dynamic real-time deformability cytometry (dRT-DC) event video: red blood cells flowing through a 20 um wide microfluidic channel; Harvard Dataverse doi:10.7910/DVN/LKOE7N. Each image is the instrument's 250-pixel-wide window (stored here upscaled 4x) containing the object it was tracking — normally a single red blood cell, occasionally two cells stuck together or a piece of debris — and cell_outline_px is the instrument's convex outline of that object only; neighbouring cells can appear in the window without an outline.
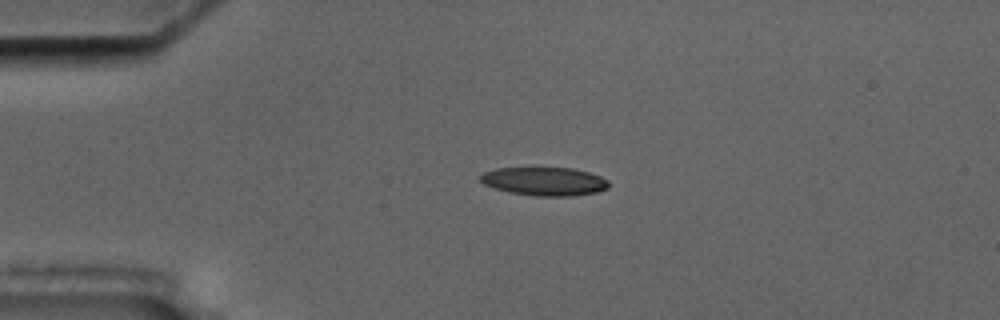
{"species": "common noctule bat (a hibernating species)", "species_latin": "Nyctalus noctula", "temperature_condition": "cold", "stored_images_in_passage": 4, "camera_frame_rate_fps": 3000, "um_per_image_px": 0.085, "animal": {"sex": "male", "body_mass_g": 17.5, "forearm_length_mm": 52.3}, "frame": {"image": 1, "passage_image": 3, "time_ms": 2.333, "image_size_px": [1000, 320], "cell_outline_px": [[608, 188], [600, 192], [572, 196], [536, 196], [508, 192], [484, 184], [480, 180], [480, 176], [484, 172], [496, 168], [572, 168], [588, 172], [600, 176], [608, 180]], "centroid_in_image_um": [46.3, 15.42], "position_along_channel_um": 38.7, "area_um2": 21.27}}